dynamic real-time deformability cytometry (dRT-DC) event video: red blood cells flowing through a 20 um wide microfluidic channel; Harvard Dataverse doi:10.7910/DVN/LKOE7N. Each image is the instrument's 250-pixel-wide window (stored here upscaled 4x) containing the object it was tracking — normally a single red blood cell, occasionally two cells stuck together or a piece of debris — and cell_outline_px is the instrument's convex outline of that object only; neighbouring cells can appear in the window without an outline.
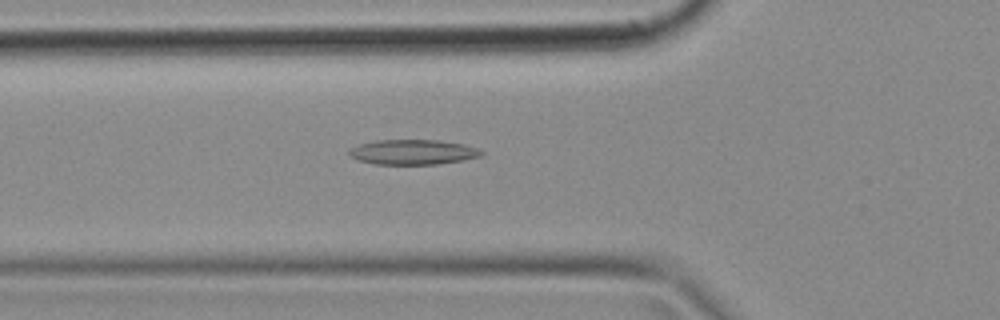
{"species": "common noctule bat (a hibernating species)", "species_latin": "Nyctalus noctula", "temperature_condition": "cold", "stored_images_in_passage": 41, "camera_frame_rate_fps": 3000, "um_per_image_px": 0.085, "animal": {"sex": "female", "body_mass_g": 18.4}, "frame": {"image": 1, "passage_image": 9, "time_ms": 2.667, "image_size_px": [1000, 320], "cell_outline_px": [[484, 152], [480, 156], [464, 160], [440, 164], [376, 164], [356, 160], [348, 156], [348, 152], [352, 148], [360, 144], [376, 140], [440, 140], [464, 144], [480, 148]], "centroid_in_image_um": [35.12, 12.93], "position_along_channel_um": 90.7, "area_um2": 19.42}}
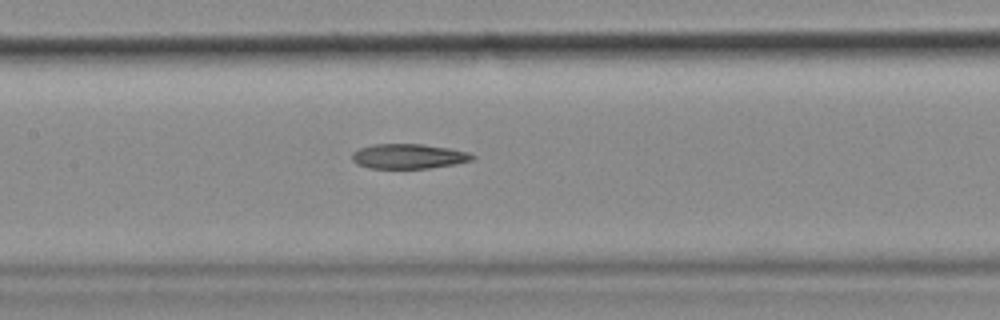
{"frame": {"image": 2, "passage_image": 15, "time_ms": 4.667, "image_size_px": [1000, 320], "cell_outline_px": [[476, 156], [472, 160], [456, 164], [428, 168], [368, 168], [356, 164], [352, 160], [352, 152], [360, 148], [372, 144], [424, 144], [448, 148], [468, 152]], "centroid_in_image_um": [34.71, 13.28], "position_along_channel_um": 172.7, "area_um2": 17.46}}
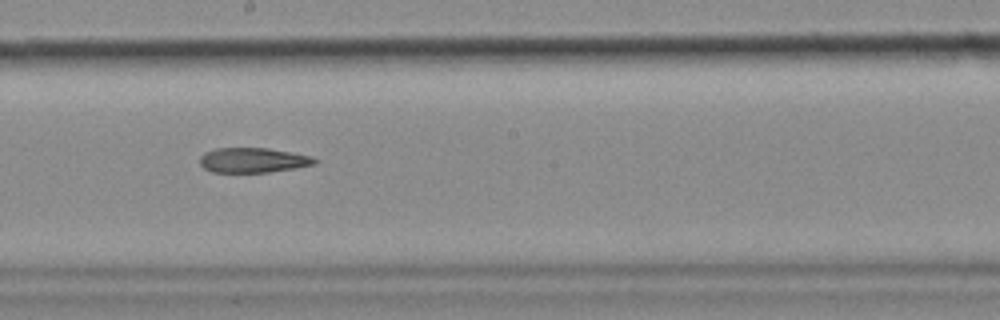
{"frame": {"image": 3, "passage_image": 19, "time_ms": 6.0, "image_size_px": [1000, 320], "cell_outline_px": [[320, 160], [316, 164], [296, 168], [268, 172], [212, 172], [204, 168], [200, 164], [200, 156], [204, 152], [216, 148], [268, 148], [292, 152], [312, 156]], "centroid_in_image_um": [21.54, 13.61], "position_along_channel_um": 226.7, "area_um2": 16.82}}